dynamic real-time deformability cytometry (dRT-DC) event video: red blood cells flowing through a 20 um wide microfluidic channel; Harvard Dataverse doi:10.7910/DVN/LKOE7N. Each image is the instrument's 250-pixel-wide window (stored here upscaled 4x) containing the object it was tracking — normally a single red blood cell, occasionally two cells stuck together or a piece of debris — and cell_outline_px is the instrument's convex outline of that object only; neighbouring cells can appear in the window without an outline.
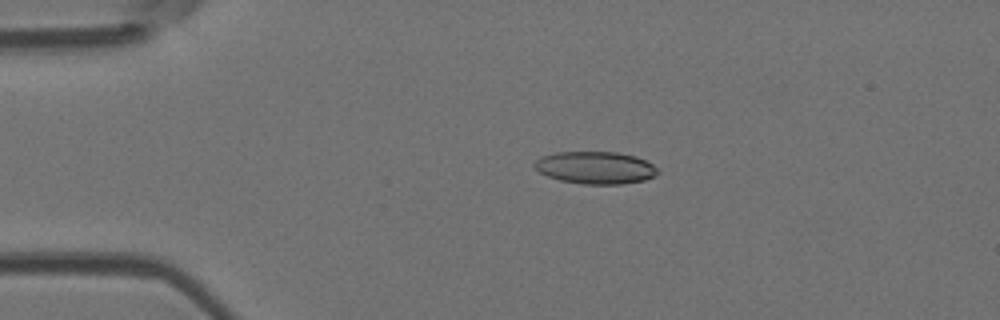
{"species": "Egyptian fruit bat (a non-hibernating species)", "species_latin": "Rousettus aegyptiacus", "temperature_condition": "room temperature", "stored_images_in_passage": 4, "camera_frame_rate_fps": 3000, "um_per_image_px": 0.085, "animal": {"sex": "female"}, "frame": {"image": 1, "passage_image": 3, "time_ms": 2.333, "image_size_px": [1000, 320], "cell_outline_px": [[660, 172], [644, 180], [620, 184], [584, 184], [560, 180], [548, 176], [540, 172], [532, 164], [540, 156], [556, 152], [616, 152], [636, 156], [652, 164]], "centroid_in_image_um": [50.59, 14.24], "position_along_channel_um": 34.4, "area_um2": 23.12}}